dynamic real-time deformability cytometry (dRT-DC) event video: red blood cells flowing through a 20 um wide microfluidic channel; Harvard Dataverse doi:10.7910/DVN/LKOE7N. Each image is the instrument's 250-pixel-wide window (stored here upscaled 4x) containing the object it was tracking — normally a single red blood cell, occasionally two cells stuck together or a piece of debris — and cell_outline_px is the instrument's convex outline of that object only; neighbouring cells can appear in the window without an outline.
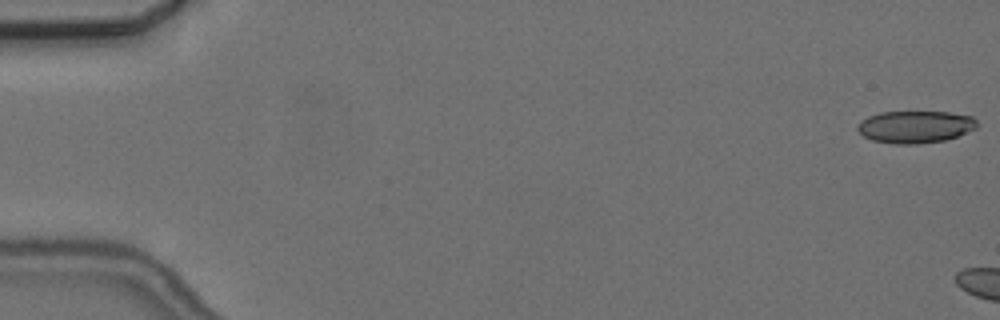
{"species": "common noctule bat (a hibernating species)", "species_latin": "Nyctalus noctula", "temperature_condition": "cold", "stored_images_in_passage": 5, "camera_frame_rate_fps": 3000, "um_per_image_px": 0.085, "animal": {"sex": "female", "body_mass_g": 24.6, "forearm_length_mm": 56.2}, "frame": {"image": 1, "passage_image": 1, "time_ms": 0.0, "image_size_px": [1000, 320], "cell_outline_px": [[976, 128], [956, 136], [944, 140], [916, 144], [896, 144], [872, 140], [864, 136], [856, 128], [856, 124], [860, 120], [868, 116], [880, 112], [948, 112], [972, 116], [976, 120]], "centroid_in_image_um": [77.75, 10.77], "position_along_channel_um": 7.3, "area_um2": 22.37}}